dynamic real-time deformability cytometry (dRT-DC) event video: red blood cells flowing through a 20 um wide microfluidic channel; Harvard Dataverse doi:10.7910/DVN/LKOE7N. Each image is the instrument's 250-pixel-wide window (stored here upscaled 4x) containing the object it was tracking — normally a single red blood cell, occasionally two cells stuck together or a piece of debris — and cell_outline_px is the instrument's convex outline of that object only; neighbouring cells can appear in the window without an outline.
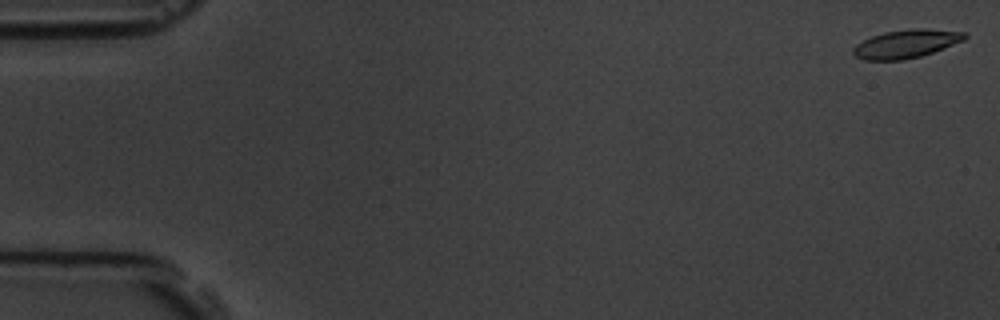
{"species": "common noctule bat (a hibernating species)", "species_latin": "Nyctalus noctula", "temperature_condition": "room temperature", "stored_images_in_passage": 11, "camera_frame_rate_fps": 3000, "um_per_image_px": 0.085, "animal": {"sex": "male", "body_mass_g": 19.5, "forearm_length_mm": 54.6}, "frame": {"image": 1, "passage_image": 1, "time_ms": 0.0, "image_size_px": [1000, 320], "cell_outline_px": [[968, 36], [964, 40], [932, 52], [920, 56], [904, 60], [864, 60], [856, 56], [852, 52], [852, 48], [856, 44], [872, 36], [884, 32], [912, 28], [924, 28], [968, 32]], "centroid_in_image_um": [77.03, 3.71], "position_along_channel_um": 8.0, "area_um2": 18.44}}